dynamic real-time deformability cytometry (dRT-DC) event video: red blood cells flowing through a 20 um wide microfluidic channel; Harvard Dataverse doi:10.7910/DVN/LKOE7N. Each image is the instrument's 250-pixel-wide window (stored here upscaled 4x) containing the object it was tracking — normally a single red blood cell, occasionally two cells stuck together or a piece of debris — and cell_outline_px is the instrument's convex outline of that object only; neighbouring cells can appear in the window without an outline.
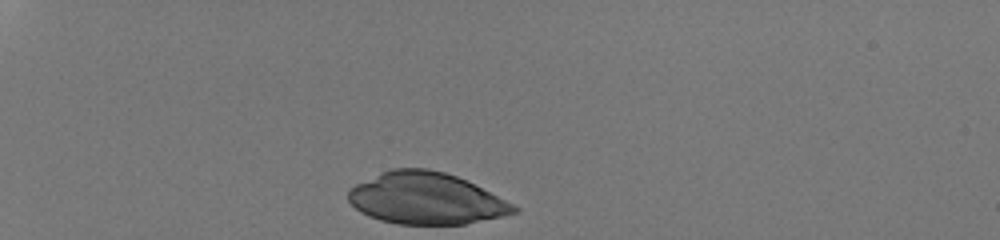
{"species": "human", "species_latin": "Homo sapiens", "temperature_condition": "room temperature", "stored_images_in_passage": 31, "camera_frame_rate_fps": 3000, "um_per_image_px": 0.085, "donor": {"sex": "male"}, "frame": {"image": 1, "passage_image": 1, "time_ms": 0.0, "image_size_px": [1000, 240], "cell_outline_px": [[520, 212], [464, 224], [396, 224], [380, 220], [368, 216], [360, 212], [348, 200], [348, 192], [356, 184], [392, 168], [428, 168], [444, 172], [456, 176], [520, 208]], "centroid_in_image_um": [36.18, 16.88], "position_along_channel_um": 48.8, "area_um2": 49.19}}
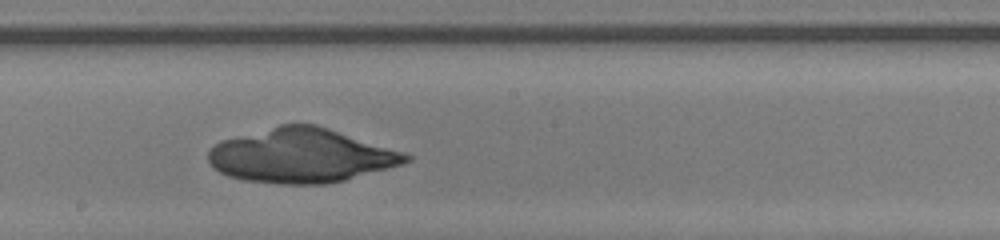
{"frame": {"image": 2, "passage_image": 18, "time_ms": 5.667, "image_size_px": [1000, 240], "cell_outline_px": [[412, 160], [400, 164], [344, 180], [324, 184], [280, 184], [244, 180], [228, 176], [212, 168], [208, 160], [208, 152], [220, 140], [280, 124], [316, 124], [404, 152], [412, 156]], "centroid_in_image_um": [25.56, 13.22], "position_along_channel_um": 222.6, "area_um2": 62.19}}
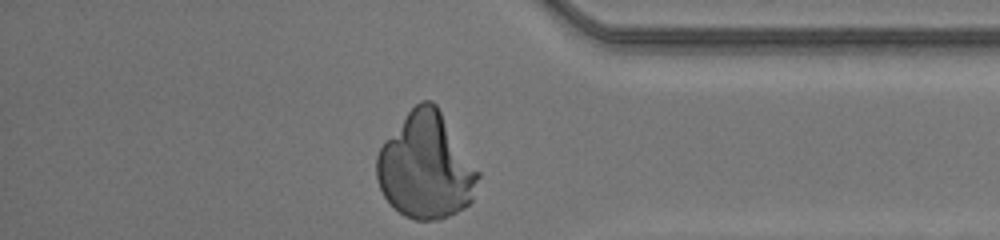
{"frame": {"image": 3, "passage_image": 31, "time_ms": 10.0, "image_size_px": [1000, 240], "cell_outline_px": [[480, 176], [472, 200], [464, 208], [440, 220], [416, 220], [404, 216], [384, 196], [380, 188], [376, 176], [376, 156], [384, 140], [408, 112], [420, 100], [432, 100], [436, 104], [480, 172]], "centroid_in_image_um": [36.2, 14.13], "position_along_channel_um": 399.0, "area_um2": 62.31}}